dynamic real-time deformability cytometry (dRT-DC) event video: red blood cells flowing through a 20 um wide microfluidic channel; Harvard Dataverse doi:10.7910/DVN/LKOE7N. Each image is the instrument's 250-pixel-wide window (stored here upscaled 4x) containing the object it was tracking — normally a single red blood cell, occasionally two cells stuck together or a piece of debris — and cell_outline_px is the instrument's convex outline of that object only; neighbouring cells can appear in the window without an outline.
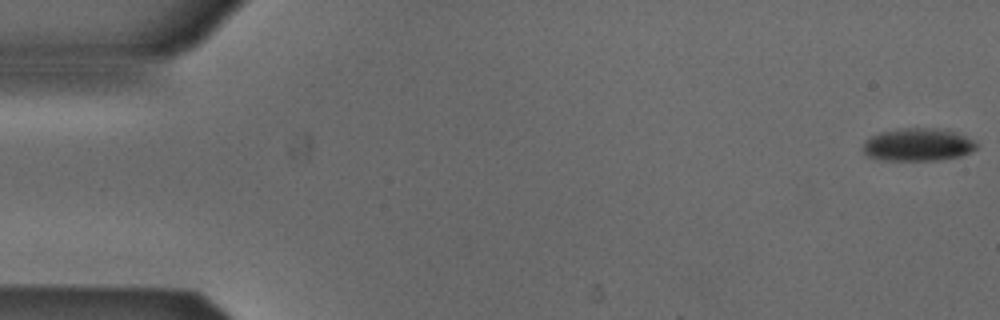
{"species": "Egyptian fruit bat (a non-hibernating species)", "species_latin": "Rousettus aegyptiacus", "temperature_condition": "cold", "stored_images_in_passage": 14, "camera_frame_rate_fps": 3000, "um_per_image_px": 0.085, "animal": {"sex": "male"}, "frame": {"image": 1, "passage_image": 1, "time_ms": 0.0, "image_size_px": [1000, 320], "cell_outline_px": [[976, 148], [960, 156], [940, 160], [884, 160], [868, 156], [864, 152], [864, 140], [880, 132], [904, 128], [948, 128], [972, 140], [976, 144]], "centroid_in_image_um": [78.02, 12.28], "position_along_channel_um": 7.0, "area_um2": 21.56}}